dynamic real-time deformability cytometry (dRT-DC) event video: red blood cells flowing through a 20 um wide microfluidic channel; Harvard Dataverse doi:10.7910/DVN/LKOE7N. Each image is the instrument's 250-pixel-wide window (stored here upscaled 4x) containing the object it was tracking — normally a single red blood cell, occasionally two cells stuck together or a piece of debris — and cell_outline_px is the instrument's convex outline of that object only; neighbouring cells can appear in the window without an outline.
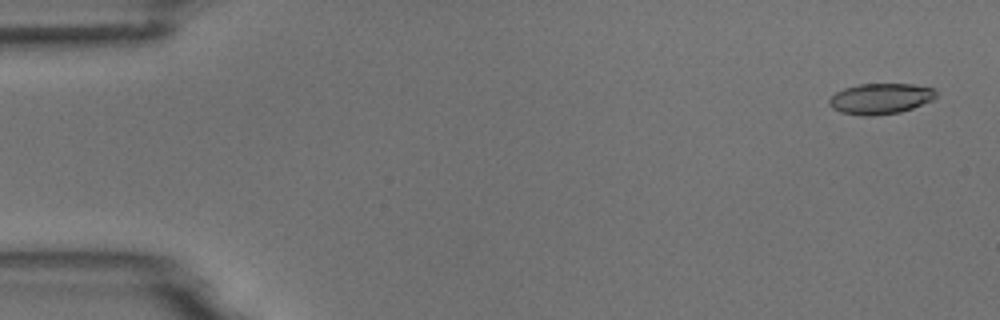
{"species": "common noctule bat (a hibernating species)", "species_latin": "Nyctalus noctula", "temperature_condition": "room temperature", "stored_images_in_passage": 5, "camera_frame_rate_fps": 3000, "um_per_image_px": 0.085, "animal": {"sex": "male", "body_mass_g": 18.8}, "frame": {"image": 1, "passage_image": 1, "time_ms": 0.0, "image_size_px": [1000, 320], "cell_outline_px": [[936, 96], [932, 100], [912, 108], [900, 112], [872, 116], [860, 116], [840, 112], [832, 108], [828, 104], [828, 100], [836, 92], [844, 88], [860, 84], [912, 84], [932, 88], [936, 92]], "centroid_in_image_um": [74.8, 8.39], "position_along_channel_um": 10.2, "area_um2": 19.13}}
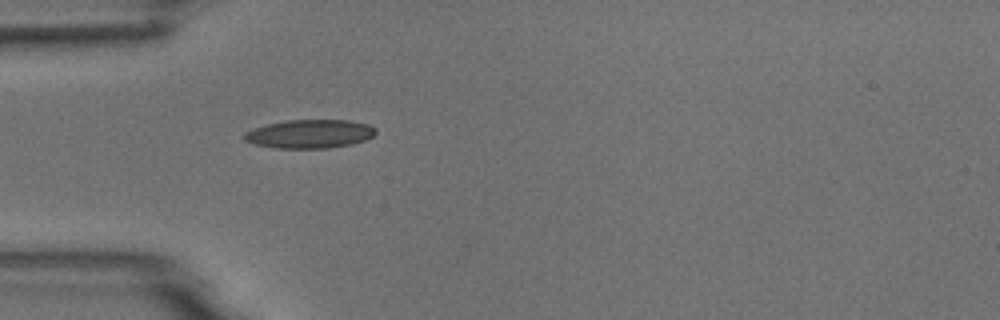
{"frame": {"image": 2, "passage_image": 5, "time_ms": 4.667, "image_size_px": [1000, 320], "cell_outline_px": [[376, 132], [372, 136], [364, 140], [352, 144], [328, 148], [276, 148], [252, 144], [244, 140], [240, 136], [244, 132], [252, 128], [268, 124], [288, 120], [348, 120], [368, 124], [376, 128]], "centroid_in_image_um": [26.27, 11.38], "position_along_channel_um": 58.7, "area_um2": 22.08}}